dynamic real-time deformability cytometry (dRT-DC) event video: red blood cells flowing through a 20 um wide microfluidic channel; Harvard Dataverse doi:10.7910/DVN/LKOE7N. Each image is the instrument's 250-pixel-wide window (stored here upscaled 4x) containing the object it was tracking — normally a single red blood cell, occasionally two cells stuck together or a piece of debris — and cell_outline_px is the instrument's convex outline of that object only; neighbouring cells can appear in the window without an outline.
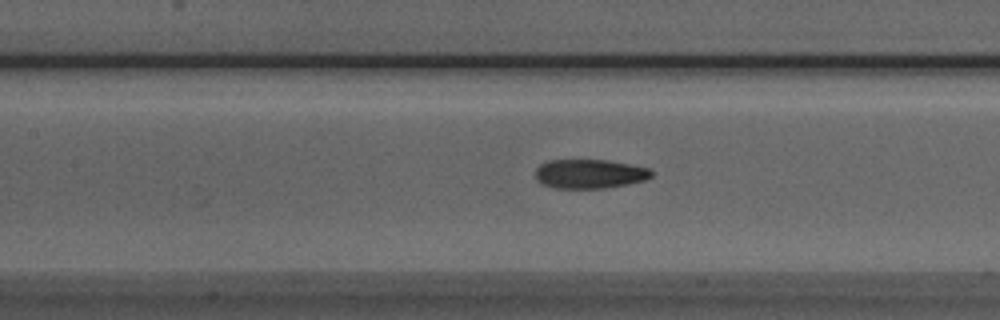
{"species": "Egyptian fruit bat (a non-hibernating species)", "species_latin": "Rousettus aegyptiacus", "temperature_condition": "room temperature", "stored_images_in_passage": 41, "camera_frame_rate_fps": 3000, "um_per_image_px": 0.085, "animal": {"sex": "male"}, "frame": {"image": 1, "passage_image": 12, "time_ms": 3.667, "image_size_px": [1000, 320], "cell_outline_px": [[652, 176], [644, 180], [628, 184], [604, 188], [556, 188], [540, 184], [536, 180], [536, 168], [540, 164], [548, 160], [608, 160], [648, 168], [652, 172]], "centroid_in_image_um": [50.07, 14.78], "position_along_channel_um": 157.3, "area_um2": 19.71}}
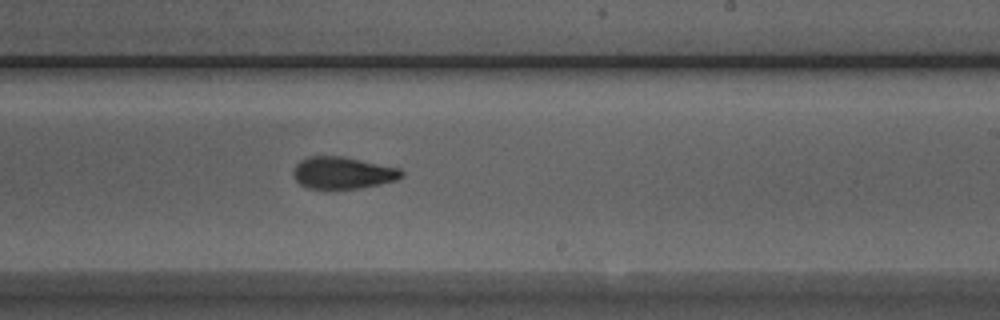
{"frame": {"image": 2, "passage_image": 20, "time_ms": 6.333, "image_size_px": [1000, 320], "cell_outline_px": [[404, 176], [396, 180], [380, 184], [360, 188], [308, 188], [300, 184], [292, 176], [292, 172], [296, 164], [300, 160], [308, 156], [344, 156], [400, 168], [404, 172]], "centroid_in_image_um": [29.13, 14.68], "position_along_channel_um": 259.9, "area_um2": 20.29}}
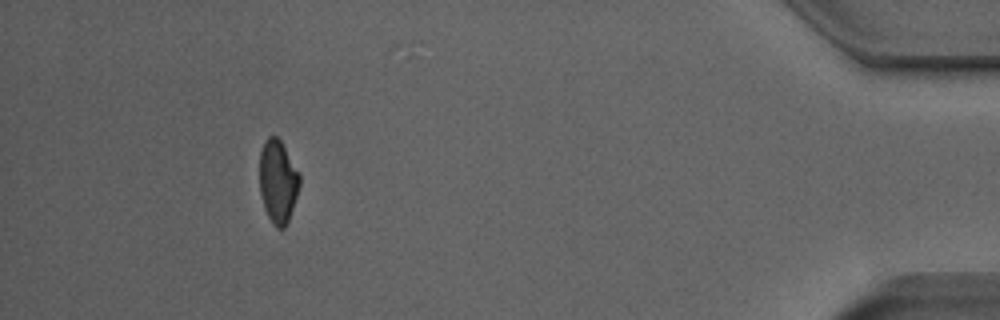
{"frame": {"image": 3, "passage_image": 37, "time_ms": 12.0, "image_size_px": [1000, 320], "cell_outline_px": [[300, 184], [288, 220], [284, 228], [276, 228], [272, 224], [264, 208], [260, 192], [260, 152], [264, 140], [268, 136], [276, 136], [280, 140], [300, 172]], "centroid_in_image_um": [23.62, 15.4], "position_along_channel_um": 411.6, "area_um2": 19.36}, "authors_computed_cell_mechanics": {"area_um2": 20.5768, "velocity_mm_per_s": 3.8587, "shape_relaxation_time_tau1_ms": 6.9992, "shape_relaxation_time_tau2_ms": 2.2528, "deformation_change_tau1": 0.184, "deformation_change_tau2": 0.0825}}